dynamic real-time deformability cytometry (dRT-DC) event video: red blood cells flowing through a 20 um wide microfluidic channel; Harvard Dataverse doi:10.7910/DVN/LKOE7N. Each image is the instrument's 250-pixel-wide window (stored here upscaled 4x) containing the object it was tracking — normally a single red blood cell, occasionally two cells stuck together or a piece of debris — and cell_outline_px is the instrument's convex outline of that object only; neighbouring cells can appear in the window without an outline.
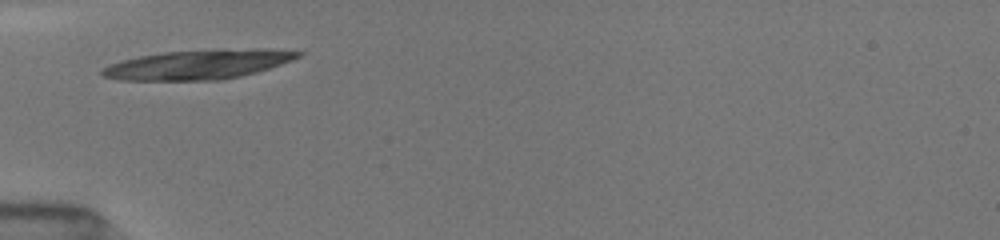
{"species": "common noctule bat (a hibernating species)", "species_latin": "Nyctalus noctula", "temperature_condition": "room temperature", "stored_images_in_passage": 2, "camera_frame_rate_fps": 3000, "um_per_image_px": 0.085, "animal": {"sex": "female", "body_mass_g": 19.5, "forearm_length_mm": 54.1}, "frame": {"image": 1, "passage_image": 1, "time_ms": 0.0, "image_size_px": [1000, 240], "cell_outline_px": [[304, 52], [300, 56], [292, 60], [256, 72], [224, 80], [120, 80], [104, 76], [100, 72], [104, 68], [112, 64], [124, 60], [140, 56], [164, 52]], "centroid_in_image_um": [16.63, 5.57], "position_along_channel_um": 68.4, "area_um2": 31.04}}